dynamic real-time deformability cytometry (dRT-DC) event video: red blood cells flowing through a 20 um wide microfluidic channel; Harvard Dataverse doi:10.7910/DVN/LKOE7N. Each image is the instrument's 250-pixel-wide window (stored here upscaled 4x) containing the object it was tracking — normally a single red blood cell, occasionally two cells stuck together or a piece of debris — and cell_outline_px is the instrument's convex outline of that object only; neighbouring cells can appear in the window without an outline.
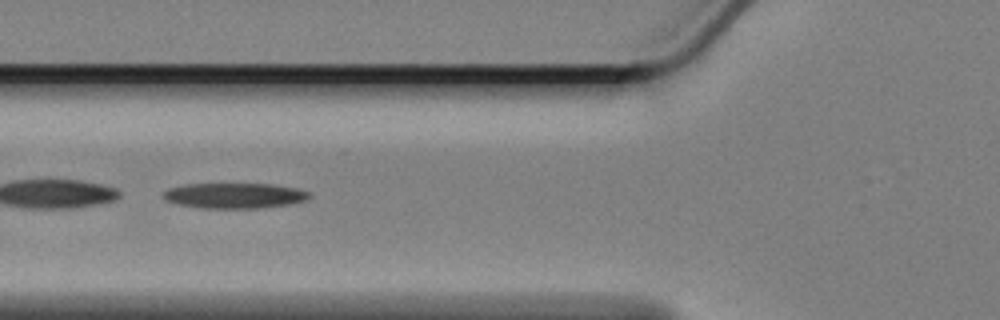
{"species": "Egyptian fruit bat (a non-hibernating species)", "species_latin": "Rousettus aegyptiacus", "temperature_condition": "cold", "stored_images_in_passage": 49, "camera_frame_rate_fps": 3000, "um_per_image_px": 0.085, "animal": {"sex": "female"}, "frame": {"image": 1, "passage_image": 14, "time_ms": 4.333, "image_size_px": [1000, 320], "cell_outline_px": [[312, 196], [304, 200], [292, 204], [256, 208], [200, 208], [180, 204], [164, 200], [160, 196], [168, 188], [188, 184], [272, 184], [296, 188], [308, 192]], "centroid_in_image_um": [19.9, 16.63], "position_along_channel_um": 105.9, "area_um2": 21.56}}
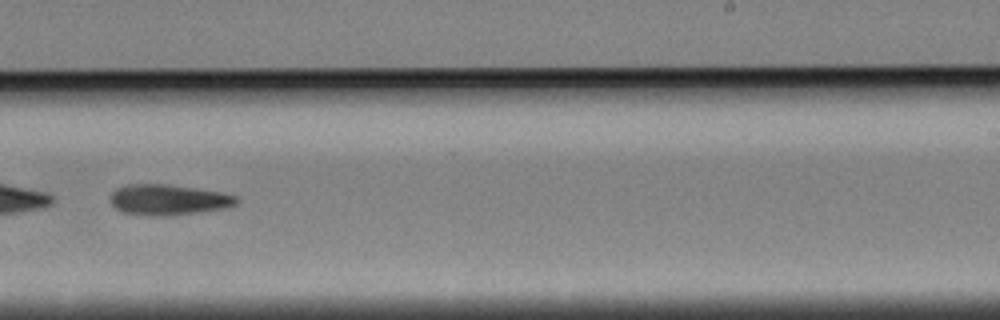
{"frame": {"image": 2, "passage_image": 29, "time_ms": 9.333, "image_size_px": [1000, 320], "cell_outline_px": [[236, 204], [224, 208], [196, 212], [160, 216], [156, 216], [120, 212], [112, 204], [112, 192], [116, 188], [128, 184], [168, 184], [220, 192], [236, 196]], "centroid_in_image_um": [14.26, 16.97], "position_along_channel_um": 274.7, "area_um2": 22.08}}
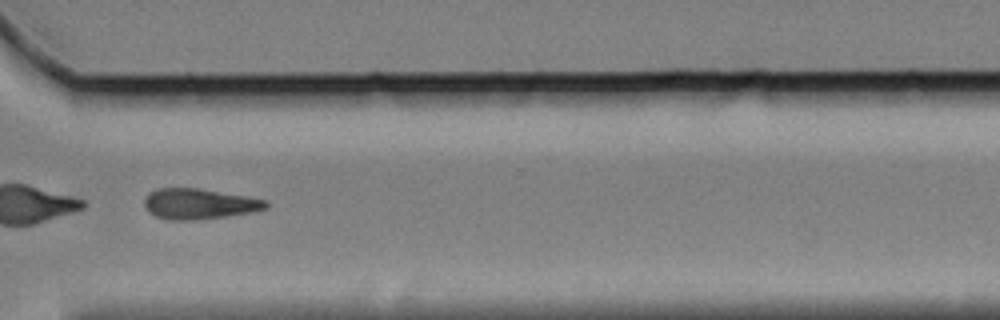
{"frame": {"image": 3, "passage_image": 36, "time_ms": 11.667, "image_size_px": [1000, 320], "cell_outline_px": [[268, 208], [252, 212], [196, 220], [168, 220], [156, 216], [148, 212], [144, 204], [144, 200], [156, 188], [196, 188], [268, 200]], "centroid_in_image_um": [16.92, 17.34], "position_along_channel_um": 353.7, "area_um2": 21.39}}